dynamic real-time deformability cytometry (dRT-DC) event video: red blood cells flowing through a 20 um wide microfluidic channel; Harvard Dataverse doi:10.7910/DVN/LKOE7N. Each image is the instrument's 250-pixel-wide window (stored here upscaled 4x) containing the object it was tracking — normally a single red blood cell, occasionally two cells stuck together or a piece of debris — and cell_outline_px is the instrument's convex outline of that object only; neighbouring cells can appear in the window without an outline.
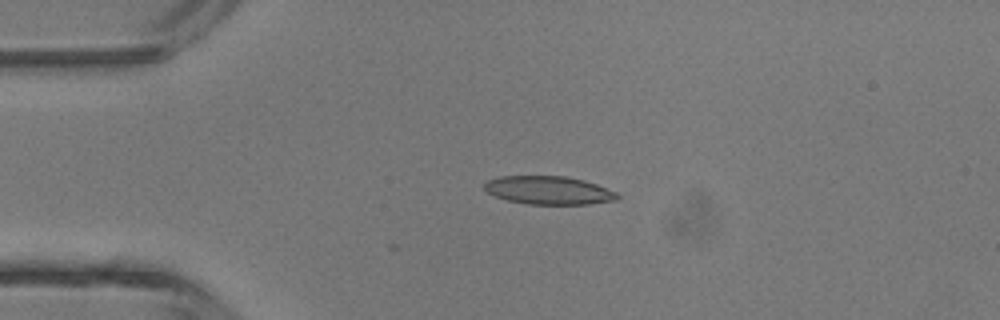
{"species": "common noctule bat (a hibernating species)", "species_latin": "Nyctalus noctula", "temperature_condition": "room temperature", "stored_images_in_passage": 4, "camera_frame_rate_fps": 3000, "um_per_image_px": 0.085, "animal": {"sex": "male", "body_mass_g": 13.3}, "frame": {"image": 1, "passage_image": 3, "time_ms": 2.667, "image_size_px": [1000, 320], "cell_outline_px": [[620, 196], [616, 200], [588, 204], [528, 204], [508, 200], [496, 196], [488, 192], [484, 188], [484, 184], [488, 180], [500, 176], [564, 176], [584, 180], [596, 184], [616, 192]], "centroid_in_image_um": [46.64, 16.17], "position_along_channel_um": 38.4, "area_um2": 21.73}}